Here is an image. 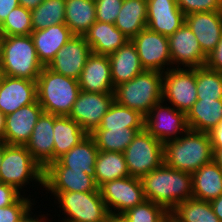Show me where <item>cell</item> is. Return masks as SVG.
<instances>
[{"label":"cell","instance_id":"44","mask_svg":"<svg viewBox=\"0 0 222 222\" xmlns=\"http://www.w3.org/2000/svg\"><path fill=\"white\" fill-rule=\"evenodd\" d=\"M207 68L222 73V35L215 49L207 56Z\"/></svg>","mask_w":222,"mask_h":222},{"label":"cell","instance_id":"2","mask_svg":"<svg viewBox=\"0 0 222 222\" xmlns=\"http://www.w3.org/2000/svg\"><path fill=\"white\" fill-rule=\"evenodd\" d=\"M213 154L207 132L188 129L177 139L163 144L164 163L173 169L190 174L212 162Z\"/></svg>","mask_w":222,"mask_h":222},{"label":"cell","instance_id":"32","mask_svg":"<svg viewBox=\"0 0 222 222\" xmlns=\"http://www.w3.org/2000/svg\"><path fill=\"white\" fill-rule=\"evenodd\" d=\"M127 176H130V174L122 152L98 151L94 177L98 187L107 181Z\"/></svg>","mask_w":222,"mask_h":222},{"label":"cell","instance_id":"15","mask_svg":"<svg viewBox=\"0 0 222 222\" xmlns=\"http://www.w3.org/2000/svg\"><path fill=\"white\" fill-rule=\"evenodd\" d=\"M168 41L172 68H197L206 65L207 56L186 23L169 36Z\"/></svg>","mask_w":222,"mask_h":222},{"label":"cell","instance_id":"5","mask_svg":"<svg viewBox=\"0 0 222 222\" xmlns=\"http://www.w3.org/2000/svg\"><path fill=\"white\" fill-rule=\"evenodd\" d=\"M163 73L144 70L128 82L114 88V101L146 116L162 101Z\"/></svg>","mask_w":222,"mask_h":222},{"label":"cell","instance_id":"20","mask_svg":"<svg viewBox=\"0 0 222 222\" xmlns=\"http://www.w3.org/2000/svg\"><path fill=\"white\" fill-rule=\"evenodd\" d=\"M78 84L80 91L114 93L108 55L91 53L79 76Z\"/></svg>","mask_w":222,"mask_h":222},{"label":"cell","instance_id":"3","mask_svg":"<svg viewBox=\"0 0 222 222\" xmlns=\"http://www.w3.org/2000/svg\"><path fill=\"white\" fill-rule=\"evenodd\" d=\"M36 82L37 101L43 112L68 116L80 92L78 80L44 66Z\"/></svg>","mask_w":222,"mask_h":222},{"label":"cell","instance_id":"31","mask_svg":"<svg viewBox=\"0 0 222 222\" xmlns=\"http://www.w3.org/2000/svg\"><path fill=\"white\" fill-rule=\"evenodd\" d=\"M95 22V0H65V24L74 35L83 36Z\"/></svg>","mask_w":222,"mask_h":222},{"label":"cell","instance_id":"23","mask_svg":"<svg viewBox=\"0 0 222 222\" xmlns=\"http://www.w3.org/2000/svg\"><path fill=\"white\" fill-rule=\"evenodd\" d=\"M73 36L74 34L66 24L52 25L48 28L32 31L31 37L38 60L42 65L48 66L55 58L57 51Z\"/></svg>","mask_w":222,"mask_h":222},{"label":"cell","instance_id":"45","mask_svg":"<svg viewBox=\"0 0 222 222\" xmlns=\"http://www.w3.org/2000/svg\"><path fill=\"white\" fill-rule=\"evenodd\" d=\"M19 6L18 0H0V25L7 18V15Z\"/></svg>","mask_w":222,"mask_h":222},{"label":"cell","instance_id":"19","mask_svg":"<svg viewBox=\"0 0 222 222\" xmlns=\"http://www.w3.org/2000/svg\"><path fill=\"white\" fill-rule=\"evenodd\" d=\"M185 23V14L176 0H147V28L163 36H171Z\"/></svg>","mask_w":222,"mask_h":222},{"label":"cell","instance_id":"48","mask_svg":"<svg viewBox=\"0 0 222 222\" xmlns=\"http://www.w3.org/2000/svg\"><path fill=\"white\" fill-rule=\"evenodd\" d=\"M214 213L222 222V194L213 200L210 201Z\"/></svg>","mask_w":222,"mask_h":222},{"label":"cell","instance_id":"21","mask_svg":"<svg viewBox=\"0 0 222 222\" xmlns=\"http://www.w3.org/2000/svg\"><path fill=\"white\" fill-rule=\"evenodd\" d=\"M185 23L196 36L203 53L208 56L222 35V11L185 15Z\"/></svg>","mask_w":222,"mask_h":222},{"label":"cell","instance_id":"34","mask_svg":"<svg viewBox=\"0 0 222 222\" xmlns=\"http://www.w3.org/2000/svg\"><path fill=\"white\" fill-rule=\"evenodd\" d=\"M171 213L180 222H221L214 213L210 201L195 198L179 202Z\"/></svg>","mask_w":222,"mask_h":222},{"label":"cell","instance_id":"4","mask_svg":"<svg viewBox=\"0 0 222 222\" xmlns=\"http://www.w3.org/2000/svg\"><path fill=\"white\" fill-rule=\"evenodd\" d=\"M3 75L37 81L43 65L31 35L4 36L1 50Z\"/></svg>","mask_w":222,"mask_h":222},{"label":"cell","instance_id":"41","mask_svg":"<svg viewBox=\"0 0 222 222\" xmlns=\"http://www.w3.org/2000/svg\"><path fill=\"white\" fill-rule=\"evenodd\" d=\"M179 9L185 14L222 11V0H176Z\"/></svg>","mask_w":222,"mask_h":222},{"label":"cell","instance_id":"49","mask_svg":"<svg viewBox=\"0 0 222 222\" xmlns=\"http://www.w3.org/2000/svg\"><path fill=\"white\" fill-rule=\"evenodd\" d=\"M18 1L20 6H23L28 10H34L44 0H18Z\"/></svg>","mask_w":222,"mask_h":222},{"label":"cell","instance_id":"17","mask_svg":"<svg viewBox=\"0 0 222 222\" xmlns=\"http://www.w3.org/2000/svg\"><path fill=\"white\" fill-rule=\"evenodd\" d=\"M42 113L43 109L36 100L34 103L23 106L15 112L6 115L4 143L7 145L25 146Z\"/></svg>","mask_w":222,"mask_h":222},{"label":"cell","instance_id":"28","mask_svg":"<svg viewBox=\"0 0 222 222\" xmlns=\"http://www.w3.org/2000/svg\"><path fill=\"white\" fill-rule=\"evenodd\" d=\"M98 151L95 140L88 134L57 160L64 167L71 168V170H83L86 174L95 177V163Z\"/></svg>","mask_w":222,"mask_h":222},{"label":"cell","instance_id":"27","mask_svg":"<svg viewBox=\"0 0 222 222\" xmlns=\"http://www.w3.org/2000/svg\"><path fill=\"white\" fill-rule=\"evenodd\" d=\"M53 133V161L67 153L88 135L76 121L61 115H54Z\"/></svg>","mask_w":222,"mask_h":222},{"label":"cell","instance_id":"8","mask_svg":"<svg viewBox=\"0 0 222 222\" xmlns=\"http://www.w3.org/2000/svg\"><path fill=\"white\" fill-rule=\"evenodd\" d=\"M130 176L142 178L163 162V143L145 128L138 132L123 152Z\"/></svg>","mask_w":222,"mask_h":222},{"label":"cell","instance_id":"18","mask_svg":"<svg viewBox=\"0 0 222 222\" xmlns=\"http://www.w3.org/2000/svg\"><path fill=\"white\" fill-rule=\"evenodd\" d=\"M37 100V82L3 75L0 81V112L5 116Z\"/></svg>","mask_w":222,"mask_h":222},{"label":"cell","instance_id":"22","mask_svg":"<svg viewBox=\"0 0 222 222\" xmlns=\"http://www.w3.org/2000/svg\"><path fill=\"white\" fill-rule=\"evenodd\" d=\"M54 115L42 113L34 126L28 143L25 145L33 159L45 169L53 162Z\"/></svg>","mask_w":222,"mask_h":222},{"label":"cell","instance_id":"30","mask_svg":"<svg viewBox=\"0 0 222 222\" xmlns=\"http://www.w3.org/2000/svg\"><path fill=\"white\" fill-rule=\"evenodd\" d=\"M115 26L129 40L147 28V0H123Z\"/></svg>","mask_w":222,"mask_h":222},{"label":"cell","instance_id":"53","mask_svg":"<svg viewBox=\"0 0 222 222\" xmlns=\"http://www.w3.org/2000/svg\"><path fill=\"white\" fill-rule=\"evenodd\" d=\"M159 222H171V212H169L162 220Z\"/></svg>","mask_w":222,"mask_h":222},{"label":"cell","instance_id":"36","mask_svg":"<svg viewBox=\"0 0 222 222\" xmlns=\"http://www.w3.org/2000/svg\"><path fill=\"white\" fill-rule=\"evenodd\" d=\"M144 118L138 111L114 101L98 128H144Z\"/></svg>","mask_w":222,"mask_h":222},{"label":"cell","instance_id":"52","mask_svg":"<svg viewBox=\"0 0 222 222\" xmlns=\"http://www.w3.org/2000/svg\"><path fill=\"white\" fill-rule=\"evenodd\" d=\"M6 116L0 112V142H4Z\"/></svg>","mask_w":222,"mask_h":222},{"label":"cell","instance_id":"29","mask_svg":"<svg viewBox=\"0 0 222 222\" xmlns=\"http://www.w3.org/2000/svg\"><path fill=\"white\" fill-rule=\"evenodd\" d=\"M186 116L189 129L209 133L222 121V100H197Z\"/></svg>","mask_w":222,"mask_h":222},{"label":"cell","instance_id":"50","mask_svg":"<svg viewBox=\"0 0 222 222\" xmlns=\"http://www.w3.org/2000/svg\"><path fill=\"white\" fill-rule=\"evenodd\" d=\"M106 222H129L123 214L109 213Z\"/></svg>","mask_w":222,"mask_h":222},{"label":"cell","instance_id":"46","mask_svg":"<svg viewBox=\"0 0 222 222\" xmlns=\"http://www.w3.org/2000/svg\"><path fill=\"white\" fill-rule=\"evenodd\" d=\"M212 149H222V121L209 132Z\"/></svg>","mask_w":222,"mask_h":222},{"label":"cell","instance_id":"35","mask_svg":"<svg viewBox=\"0 0 222 222\" xmlns=\"http://www.w3.org/2000/svg\"><path fill=\"white\" fill-rule=\"evenodd\" d=\"M33 31L65 24V0H44L31 10Z\"/></svg>","mask_w":222,"mask_h":222},{"label":"cell","instance_id":"55","mask_svg":"<svg viewBox=\"0 0 222 222\" xmlns=\"http://www.w3.org/2000/svg\"><path fill=\"white\" fill-rule=\"evenodd\" d=\"M3 35L0 32V60H1V50H2V40H3Z\"/></svg>","mask_w":222,"mask_h":222},{"label":"cell","instance_id":"10","mask_svg":"<svg viewBox=\"0 0 222 222\" xmlns=\"http://www.w3.org/2000/svg\"><path fill=\"white\" fill-rule=\"evenodd\" d=\"M144 128L161 143L175 140L188 129L186 113L162 100L144 118Z\"/></svg>","mask_w":222,"mask_h":222},{"label":"cell","instance_id":"42","mask_svg":"<svg viewBox=\"0 0 222 222\" xmlns=\"http://www.w3.org/2000/svg\"><path fill=\"white\" fill-rule=\"evenodd\" d=\"M123 0H95L96 21L115 24Z\"/></svg>","mask_w":222,"mask_h":222},{"label":"cell","instance_id":"6","mask_svg":"<svg viewBox=\"0 0 222 222\" xmlns=\"http://www.w3.org/2000/svg\"><path fill=\"white\" fill-rule=\"evenodd\" d=\"M44 169L33 159L26 146L7 145L3 142L0 164V182L13 186L25 195L27 185L43 188ZM34 182V184H33Z\"/></svg>","mask_w":222,"mask_h":222},{"label":"cell","instance_id":"24","mask_svg":"<svg viewBox=\"0 0 222 222\" xmlns=\"http://www.w3.org/2000/svg\"><path fill=\"white\" fill-rule=\"evenodd\" d=\"M83 36L91 52L98 55H110L129 41L115 24L100 21L92 24Z\"/></svg>","mask_w":222,"mask_h":222},{"label":"cell","instance_id":"43","mask_svg":"<svg viewBox=\"0 0 222 222\" xmlns=\"http://www.w3.org/2000/svg\"><path fill=\"white\" fill-rule=\"evenodd\" d=\"M21 194L13 186L0 182V207L10 206Z\"/></svg>","mask_w":222,"mask_h":222},{"label":"cell","instance_id":"13","mask_svg":"<svg viewBox=\"0 0 222 222\" xmlns=\"http://www.w3.org/2000/svg\"><path fill=\"white\" fill-rule=\"evenodd\" d=\"M131 42L137 49L144 70L164 73L172 68L168 37L145 28Z\"/></svg>","mask_w":222,"mask_h":222},{"label":"cell","instance_id":"9","mask_svg":"<svg viewBox=\"0 0 222 222\" xmlns=\"http://www.w3.org/2000/svg\"><path fill=\"white\" fill-rule=\"evenodd\" d=\"M162 100L187 114L197 101L196 68H171L165 71Z\"/></svg>","mask_w":222,"mask_h":222},{"label":"cell","instance_id":"16","mask_svg":"<svg viewBox=\"0 0 222 222\" xmlns=\"http://www.w3.org/2000/svg\"><path fill=\"white\" fill-rule=\"evenodd\" d=\"M91 53L85 37L74 35L57 51L47 67L58 74L78 80Z\"/></svg>","mask_w":222,"mask_h":222},{"label":"cell","instance_id":"11","mask_svg":"<svg viewBox=\"0 0 222 222\" xmlns=\"http://www.w3.org/2000/svg\"><path fill=\"white\" fill-rule=\"evenodd\" d=\"M99 190L109 213L123 214L146 200L141 179L132 176L107 181Z\"/></svg>","mask_w":222,"mask_h":222},{"label":"cell","instance_id":"56","mask_svg":"<svg viewBox=\"0 0 222 222\" xmlns=\"http://www.w3.org/2000/svg\"><path fill=\"white\" fill-rule=\"evenodd\" d=\"M171 222H180V221L171 213Z\"/></svg>","mask_w":222,"mask_h":222},{"label":"cell","instance_id":"38","mask_svg":"<svg viewBox=\"0 0 222 222\" xmlns=\"http://www.w3.org/2000/svg\"><path fill=\"white\" fill-rule=\"evenodd\" d=\"M32 31L31 10L20 5L14 8L0 25L3 36L31 35Z\"/></svg>","mask_w":222,"mask_h":222},{"label":"cell","instance_id":"37","mask_svg":"<svg viewBox=\"0 0 222 222\" xmlns=\"http://www.w3.org/2000/svg\"><path fill=\"white\" fill-rule=\"evenodd\" d=\"M197 100H222V73L206 66L196 68Z\"/></svg>","mask_w":222,"mask_h":222},{"label":"cell","instance_id":"12","mask_svg":"<svg viewBox=\"0 0 222 222\" xmlns=\"http://www.w3.org/2000/svg\"><path fill=\"white\" fill-rule=\"evenodd\" d=\"M43 188L49 192H94L99 189L93 176L83 170H71L58 160L50 163L43 173ZM48 191V192H47Z\"/></svg>","mask_w":222,"mask_h":222},{"label":"cell","instance_id":"33","mask_svg":"<svg viewBox=\"0 0 222 222\" xmlns=\"http://www.w3.org/2000/svg\"><path fill=\"white\" fill-rule=\"evenodd\" d=\"M144 128H96L90 135L99 151L124 152Z\"/></svg>","mask_w":222,"mask_h":222},{"label":"cell","instance_id":"57","mask_svg":"<svg viewBox=\"0 0 222 222\" xmlns=\"http://www.w3.org/2000/svg\"><path fill=\"white\" fill-rule=\"evenodd\" d=\"M2 77H3V72H2L1 62H0V81H1Z\"/></svg>","mask_w":222,"mask_h":222},{"label":"cell","instance_id":"39","mask_svg":"<svg viewBox=\"0 0 222 222\" xmlns=\"http://www.w3.org/2000/svg\"><path fill=\"white\" fill-rule=\"evenodd\" d=\"M169 212L161 205L145 200L123 213L129 222H159Z\"/></svg>","mask_w":222,"mask_h":222},{"label":"cell","instance_id":"51","mask_svg":"<svg viewBox=\"0 0 222 222\" xmlns=\"http://www.w3.org/2000/svg\"><path fill=\"white\" fill-rule=\"evenodd\" d=\"M213 160L222 169V149H213Z\"/></svg>","mask_w":222,"mask_h":222},{"label":"cell","instance_id":"40","mask_svg":"<svg viewBox=\"0 0 222 222\" xmlns=\"http://www.w3.org/2000/svg\"><path fill=\"white\" fill-rule=\"evenodd\" d=\"M29 196L31 197L30 194L21 195L10 206L0 207V222H20L27 211L36 204L35 199H31Z\"/></svg>","mask_w":222,"mask_h":222},{"label":"cell","instance_id":"7","mask_svg":"<svg viewBox=\"0 0 222 222\" xmlns=\"http://www.w3.org/2000/svg\"><path fill=\"white\" fill-rule=\"evenodd\" d=\"M65 216L60 222H106L109 211L100 190L94 192H50ZM57 200V201H56ZM60 204V205H59Z\"/></svg>","mask_w":222,"mask_h":222},{"label":"cell","instance_id":"26","mask_svg":"<svg viewBox=\"0 0 222 222\" xmlns=\"http://www.w3.org/2000/svg\"><path fill=\"white\" fill-rule=\"evenodd\" d=\"M193 198L211 201L222 194V169L212 162L192 174Z\"/></svg>","mask_w":222,"mask_h":222},{"label":"cell","instance_id":"1","mask_svg":"<svg viewBox=\"0 0 222 222\" xmlns=\"http://www.w3.org/2000/svg\"><path fill=\"white\" fill-rule=\"evenodd\" d=\"M146 200L171 212L179 202L193 198L192 174L173 169L164 162L141 178Z\"/></svg>","mask_w":222,"mask_h":222},{"label":"cell","instance_id":"47","mask_svg":"<svg viewBox=\"0 0 222 222\" xmlns=\"http://www.w3.org/2000/svg\"><path fill=\"white\" fill-rule=\"evenodd\" d=\"M35 212V209H33V207H31L27 213L23 216V222H48V221H52V220H49L45 215H49L48 213L47 214H38V216L36 214L33 213V211ZM34 214V215H33Z\"/></svg>","mask_w":222,"mask_h":222},{"label":"cell","instance_id":"54","mask_svg":"<svg viewBox=\"0 0 222 222\" xmlns=\"http://www.w3.org/2000/svg\"><path fill=\"white\" fill-rule=\"evenodd\" d=\"M3 159V142H0V164Z\"/></svg>","mask_w":222,"mask_h":222},{"label":"cell","instance_id":"25","mask_svg":"<svg viewBox=\"0 0 222 222\" xmlns=\"http://www.w3.org/2000/svg\"><path fill=\"white\" fill-rule=\"evenodd\" d=\"M114 88L128 82L144 71L135 45L129 40L125 45L108 55Z\"/></svg>","mask_w":222,"mask_h":222},{"label":"cell","instance_id":"14","mask_svg":"<svg viewBox=\"0 0 222 222\" xmlns=\"http://www.w3.org/2000/svg\"><path fill=\"white\" fill-rule=\"evenodd\" d=\"M114 102V93L80 91L68 117L91 134L99 127L103 116Z\"/></svg>","mask_w":222,"mask_h":222}]
</instances>
